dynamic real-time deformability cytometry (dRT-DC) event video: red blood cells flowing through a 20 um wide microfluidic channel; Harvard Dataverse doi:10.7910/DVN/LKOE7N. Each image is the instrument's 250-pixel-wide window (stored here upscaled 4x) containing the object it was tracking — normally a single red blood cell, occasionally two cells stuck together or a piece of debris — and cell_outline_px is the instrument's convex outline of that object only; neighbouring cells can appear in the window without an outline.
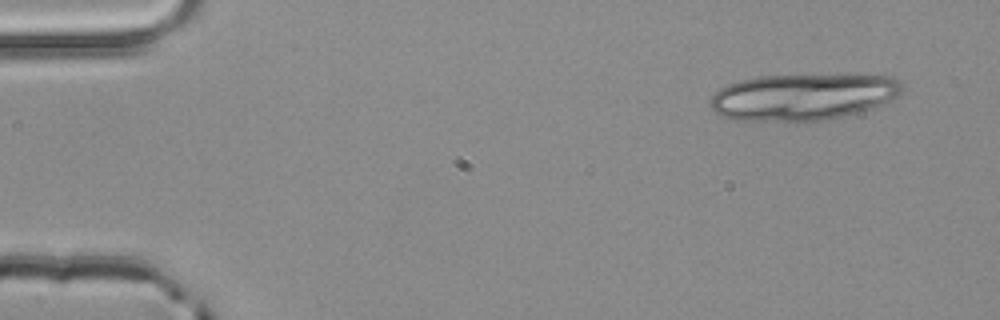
{"species": "common noctule bat (a hibernating species)", "species_latin": "Nyctalus noctula", "temperature_condition": "room temperature", "stored_images_in_passage": 5, "segment_of_instrument_passage": [1, 2], "camera_frame_rate_fps": 3000, "um_per_image_px": 0.085, "animal": {"sex": "male", "body_mass_g": 20.4}, "frame": {"image": 1, "passage_image": 1, "time_ms": 0.0, "image_size_px": [1000, 320], "cell_outline_px": [[904, 92], [884, 104], [856, 112], [824, 120], [736, 120], [724, 116], [716, 112], [708, 104], [712, 96], [720, 88], [728, 84], [740, 80], [756, 76], [896, 76], [904, 84]], "centroid_in_image_um": [68.28, 8.23], "position_along_channel_um": 16.7, "area_um2": 51.38}}